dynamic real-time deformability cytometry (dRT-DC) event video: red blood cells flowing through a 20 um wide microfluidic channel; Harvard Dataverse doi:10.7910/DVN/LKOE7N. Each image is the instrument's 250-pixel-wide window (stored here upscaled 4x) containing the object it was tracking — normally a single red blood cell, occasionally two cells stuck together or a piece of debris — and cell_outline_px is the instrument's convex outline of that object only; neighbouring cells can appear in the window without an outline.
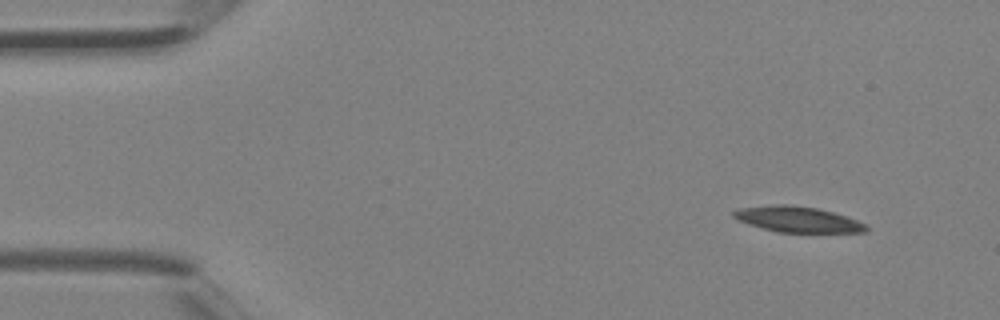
{"species": "Egyptian fruit bat (a non-hibernating species)", "species_latin": "Rousettus aegyptiacus", "temperature_condition": "room temperature", "stored_images_in_passage": 4, "camera_frame_rate_fps": 3000, "um_per_image_px": 0.085, "animal": {"sex": "female"}, "frame": {"image": 1, "passage_image": 1, "time_ms": 0.0, "image_size_px": [1000, 320], "cell_outline_px": [[868, 232], [776, 232], [748, 224], [732, 216], [732, 212], [740, 208], [776, 204], [784, 204], [816, 208], [848, 216], [868, 224]], "centroid_in_image_um": [67.84, 18.65], "position_along_channel_um": 17.2, "area_um2": 19.83}}